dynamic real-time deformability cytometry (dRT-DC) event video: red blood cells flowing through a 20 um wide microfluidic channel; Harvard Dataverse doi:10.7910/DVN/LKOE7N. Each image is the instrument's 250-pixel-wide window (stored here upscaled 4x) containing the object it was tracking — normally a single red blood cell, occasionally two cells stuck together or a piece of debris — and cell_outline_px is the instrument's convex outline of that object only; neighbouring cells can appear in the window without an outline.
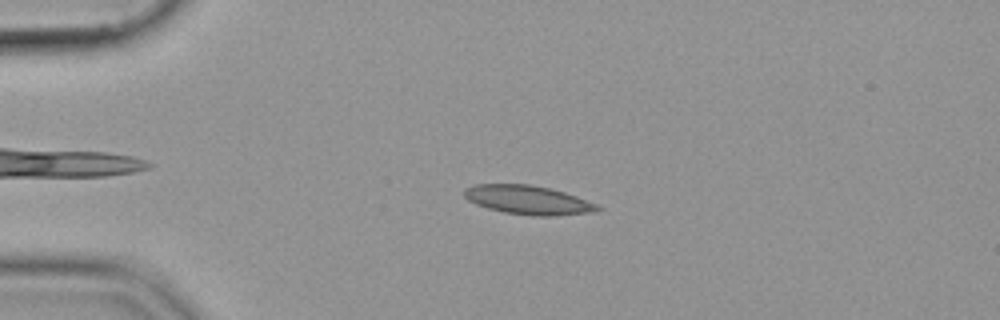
{"species": "common noctule bat (a hibernating species)", "species_latin": "Nyctalus noctula", "temperature_condition": "cold", "stored_images_in_passage": 54, "camera_frame_rate_fps": 3000, "um_per_image_px": 0.085, "animal": {"sex": "female", "body_mass_g": 19.9}, "frame": {"image": 1, "passage_image": 12, "time_ms": 3.667, "image_size_px": [1000, 320], "cell_outline_px": [[604, 208], [596, 212], [556, 216], [532, 216], [504, 212], [488, 208], [476, 204], [468, 200], [464, 196], [464, 188], [476, 184], [528, 184], [548, 188], [564, 192], [576, 196], [596, 204]], "centroid_in_image_um": [44.9, 17.01], "position_along_channel_um": 40.1, "area_um2": 22.54}}
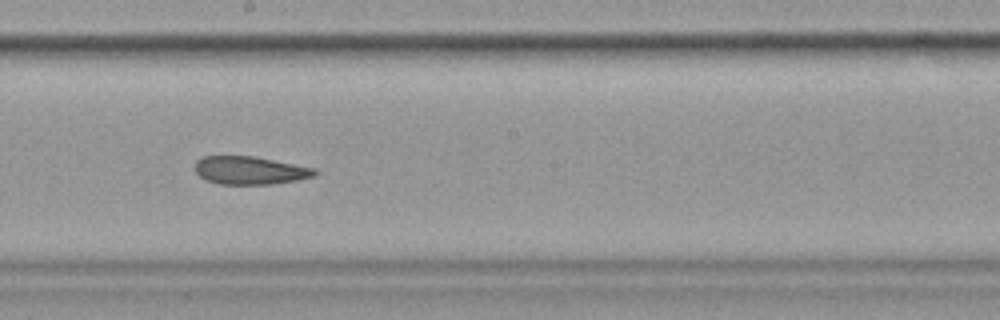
{"frame": {"image": 2, "passage_image": 30, "time_ms": 9.667, "image_size_px": [1000, 320], "cell_outline_px": [[320, 172], [316, 176], [296, 180], [272, 184], [216, 184], [204, 180], [192, 168], [196, 160], [204, 156], [256, 156], [316, 168]], "centroid_in_image_um": [21.24, 14.48], "position_along_channel_um": 227.0, "area_um2": 20.0}}
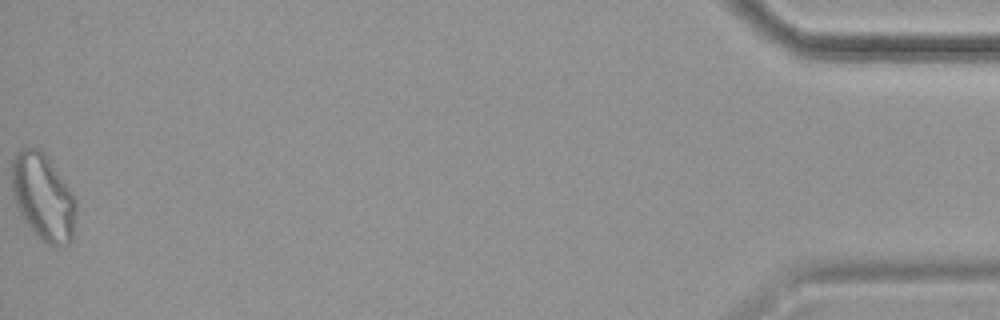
{"frame": {"image": 3, "passage_image": 54, "time_ms": 17.667, "image_size_px": [1000, 320], "cell_outline_px": [[76, 212], [72, 240], [68, 244], [48, 244], [36, 236], [32, 232], [24, 220], [16, 204], [12, 188], [12, 156], [20, 148], [36, 148], [48, 160], [72, 192], [76, 204]], "centroid_in_image_um": [3.65, 16.77], "position_along_channel_um": 431.6, "area_um2": 31.85}}